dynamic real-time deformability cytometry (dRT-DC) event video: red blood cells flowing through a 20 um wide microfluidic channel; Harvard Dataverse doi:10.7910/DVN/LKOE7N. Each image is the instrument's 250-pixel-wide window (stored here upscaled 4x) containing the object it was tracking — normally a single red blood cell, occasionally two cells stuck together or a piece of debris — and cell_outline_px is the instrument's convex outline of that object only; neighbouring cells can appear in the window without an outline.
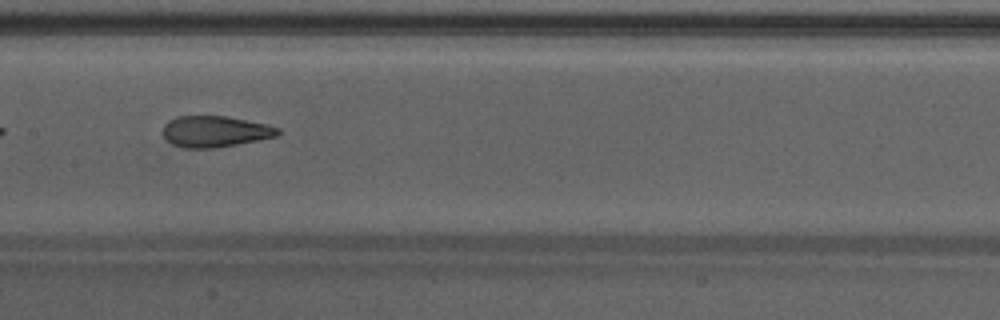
{"species": "Egyptian fruit bat (a non-hibernating species)", "species_latin": "Rousettus aegyptiacus", "temperature_condition": "warm", "stored_images_in_passage": 34, "camera_frame_rate_fps": 3000, "um_per_image_px": 0.085, "animal": {"sex": "male"}, "frame": {"image": 1, "passage_image": 10, "time_ms": 3.0, "image_size_px": [1000, 320], "cell_outline_px": [[280, 132], [276, 136], [236, 144], [212, 148], [184, 148], [172, 144], [164, 136], [164, 124], [168, 120], [176, 116], [228, 116], [268, 124], [280, 128]], "centroid_in_image_um": [18.28, 11.16], "position_along_channel_um": 189.1, "area_um2": 20.81}, "authors_computed_cell_mechanics": {"area_um2": 21.675, "velocity_mm_per_s": 4.2736, "shape_relaxation_time_tau1_ms": 4.3185, "shape_relaxation_time_tau2_ms": 1.1672, "deformation_change_tau1": 0.1539, "deformation_change_tau2": 0.083}}